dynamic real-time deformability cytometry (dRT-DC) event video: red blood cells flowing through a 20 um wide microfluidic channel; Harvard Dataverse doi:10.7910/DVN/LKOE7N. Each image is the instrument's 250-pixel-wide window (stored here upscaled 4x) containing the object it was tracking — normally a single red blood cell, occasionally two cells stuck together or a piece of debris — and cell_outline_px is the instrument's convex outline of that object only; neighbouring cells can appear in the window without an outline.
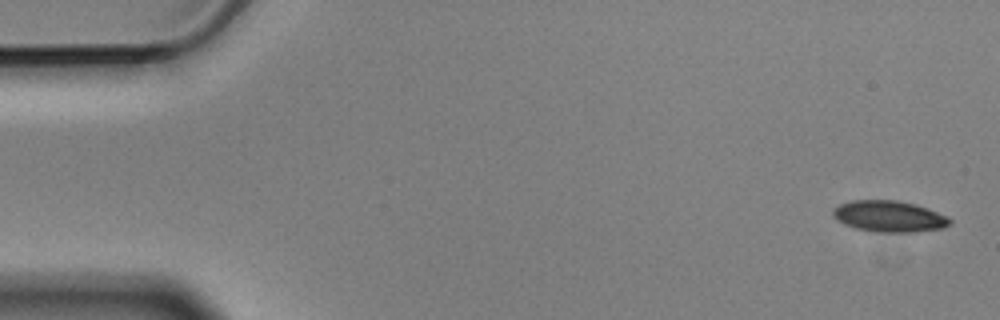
{"species": "Egyptian fruit bat (a non-hibernating species)", "species_latin": "Rousettus aegyptiacus", "temperature_condition": "cold", "stored_images_in_passage": 5, "camera_frame_rate_fps": 3000, "um_per_image_px": 0.085, "animal": {"sex": "male"}, "frame": {"image": 1, "passage_image": 1, "time_ms": 0.0, "image_size_px": [1000, 320], "cell_outline_px": [[952, 224], [944, 228], [916, 232], [876, 232], [856, 228], [844, 224], [836, 220], [832, 216], [832, 208], [840, 204], [852, 200], [896, 200], [916, 204], [928, 208], [948, 216], [952, 220]], "centroid_in_image_um": [75.59, 18.39], "position_along_channel_um": 9.4, "area_um2": 21.62}}
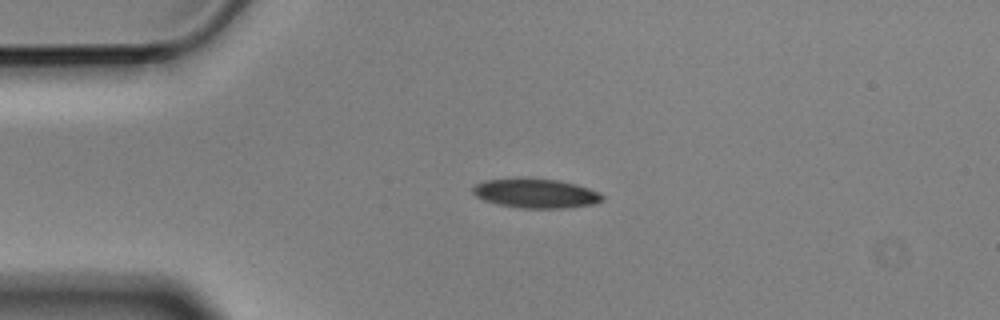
{"frame": {"image": 2, "passage_image": 4, "time_ms": 1.0, "image_size_px": [1000, 320], "cell_outline_px": [[604, 200], [592, 204], [564, 208], [520, 208], [496, 204], [484, 200], [476, 196], [472, 192], [472, 188], [476, 184], [484, 180], [560, 180], [576, 184], [600, 192], [604, 196]], "centroid_in_image_um": [45.57, 16.47], "position_along_channel_um": 39.4, "area_um2": 21.62}}